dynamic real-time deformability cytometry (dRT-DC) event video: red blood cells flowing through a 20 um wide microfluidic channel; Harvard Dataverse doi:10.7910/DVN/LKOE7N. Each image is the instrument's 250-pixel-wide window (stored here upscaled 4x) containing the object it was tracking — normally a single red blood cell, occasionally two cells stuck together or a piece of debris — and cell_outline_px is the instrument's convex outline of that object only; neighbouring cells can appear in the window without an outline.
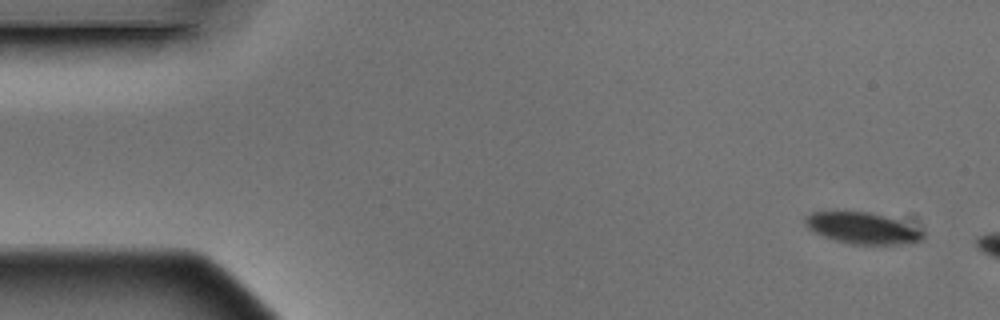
{"species": "Egyptian fruit bat (a non-hibernating species)", "species_latin": "Rousettus aegyptiacus", "temperature_condition": "warm", "stored_images_in_passage": 3, "camera_frame_rate_fps": 3000, "um_per_image_px": 0.085, "animal": {"sex": "male"}, "frame": {"image": 1, "passage_image": 1, "time_ms": 0.0, "image_size_px": [1000, 320], "cell_outline_px": [[924, 240], [912, 244], [852, 244], [836, 240], [824, 236], [808, 228], [804, 224], [804, 216], [812, 212], [868, 212], [884, 216], [896, 220], [924, 232]], "centroid_in_image_um": [73.3, 19.41], "position_along_channel_um": 11.7, "area_um2": 21.21}}